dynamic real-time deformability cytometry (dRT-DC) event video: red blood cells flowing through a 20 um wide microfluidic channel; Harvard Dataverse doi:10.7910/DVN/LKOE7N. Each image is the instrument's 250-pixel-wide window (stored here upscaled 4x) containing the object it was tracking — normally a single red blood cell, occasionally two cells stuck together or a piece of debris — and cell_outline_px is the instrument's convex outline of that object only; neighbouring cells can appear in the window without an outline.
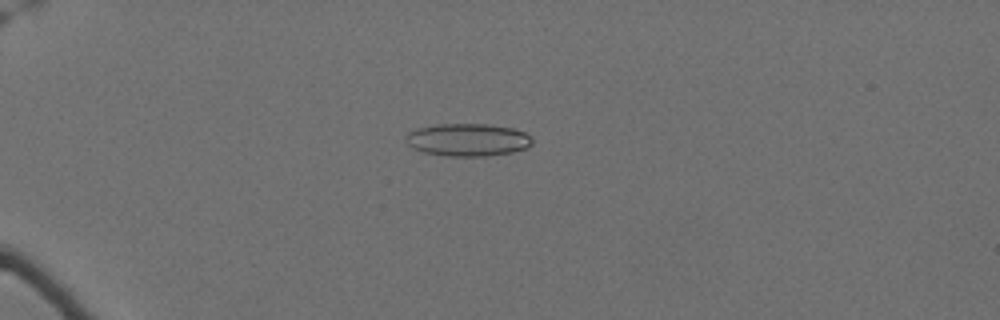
{"species": "Egyptian fruit bat (a non-hibernating species)", "species_latin": "Rousettus aegyptiacus", "temperature_condition": "cold", "stored_images_in_passage": 62, "camera_frame_rate_fps": 3000, "um_per_image_px": 0.085, "animal": {"sex": "female"}, "frame": {"image": 1, "passage_image": 19, "time_ms": 6.0, "image_size_px": [1000, 320], "cell_outline_px": [[532, 144], [528, 148], [512, 152], [484, 156], [448, 156], [424, 152], [412, 148], [408, 144], [404, 136], [408, 132], [416, 128], [436, 124], [488, 124], [512, 128], [524, 132], [532, 136]], "centroid_in_image_um": [39.75, 11.88], "position_along_channel_um": 45.2, "area_um2": 24.22}}
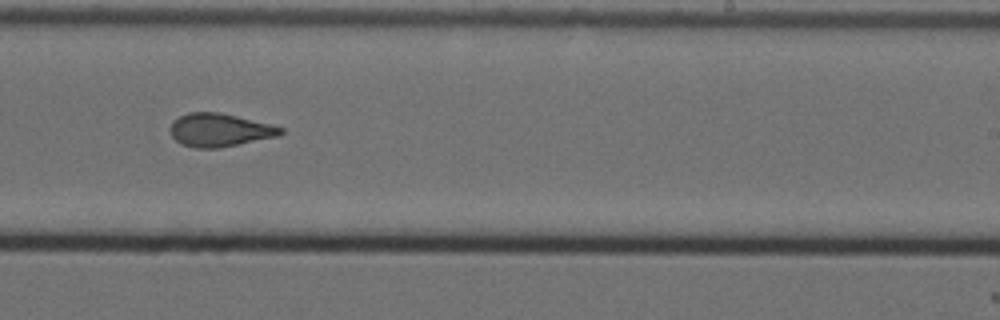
{"frame": {"image": 2, "passage_image": 42, "time_ms": 13.667, "image_size_px": [1000, 320], "cell_outline_px": [[284, 132], [280, 136], [216, 148], [196, 148], [184, 144], [176, 140], [172, 136], [168, 128], [172, 120], [188, 112], [220, 112], [284, 128]], "centroid_in_image_um": [18.64, 11.04], "position_along_channel_um": 270.4, "area_um2": 21.21}}
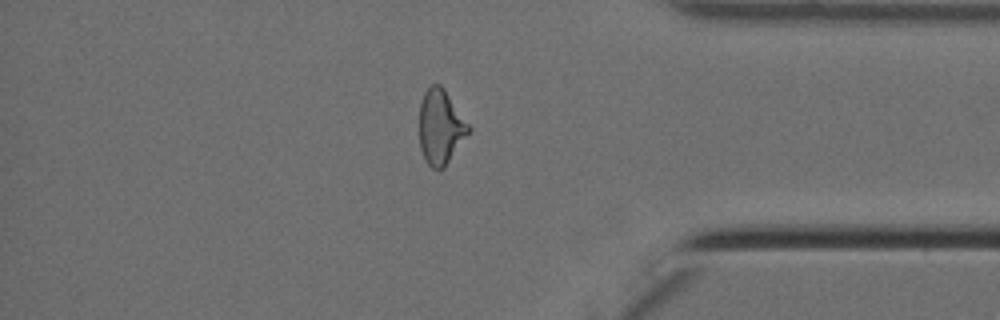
{"frame": {"image": 3, "passage_image": 54, "time_ms": 17.667, "image_size_px": [1000, 320], "cell_outline_px": [[472, 132], [444, 168], [432, 168], [424, 160], [420, 148], [420, 104], [424, 92], [432, 84], [440, 84], [444, 88], [472, 128]], "centroid_in_image_um": [37.48, 10.81], "position_along_channel_um": 397.7, "area_um2": 21.73}, "authors_computed_cell_mechanics": {"area_um2": 22.1085, "velocity_mm_per_s": 3.5134, "shape_relaxation_time_tau1_ms": null, "shape_relaxation_time_tau2_ms": 2.3987, "deformation_change_tau1": null, "deformation_change_tau2": 0.1077}}